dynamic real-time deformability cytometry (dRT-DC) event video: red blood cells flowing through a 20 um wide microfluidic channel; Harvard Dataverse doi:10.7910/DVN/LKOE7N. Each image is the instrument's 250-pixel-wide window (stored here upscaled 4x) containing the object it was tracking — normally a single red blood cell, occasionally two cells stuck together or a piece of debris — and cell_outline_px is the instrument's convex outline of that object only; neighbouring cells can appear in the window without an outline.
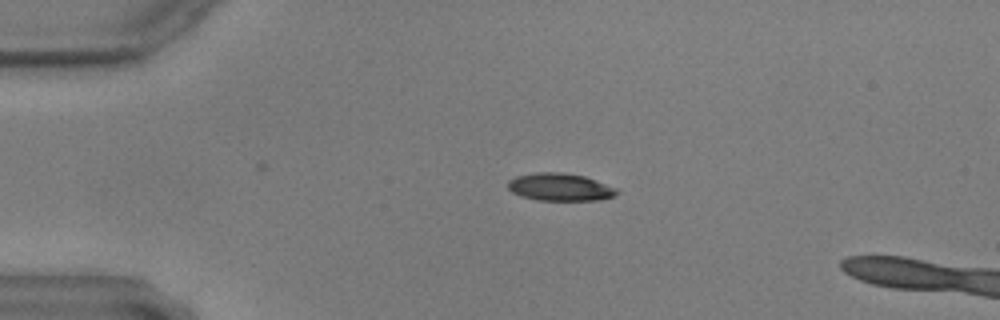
{"species": "common noctule bat (a hibernating species)", "species_latin": "Nyctalus noctula", "temperature_condition": "warm", "stored_images_in_passage": 49, "camera_frame_rate_fps": 3000, "um_per_image_px": 0.085, "animal": {"sex": "male", "body_mass_g": 17.9, "forearm_length_mm": 54.2}, "frame": {"image": 1, "passage_image": 13, "time_ms": 4.0, "image_size_px": [1000, 320], "cell_outline_px": [[620, 192], [612, 196], [600, 200], [536, 200], [520, 196], [512, 192], [508, 188], [508, 180], [516, 176], [536, 172], [564, 172], [584, 176], [616, 188]], "centroid_in_image_um": [47.57, 15.9], "position_along_channel_um": 37.4, "area_um2": 17.51}}
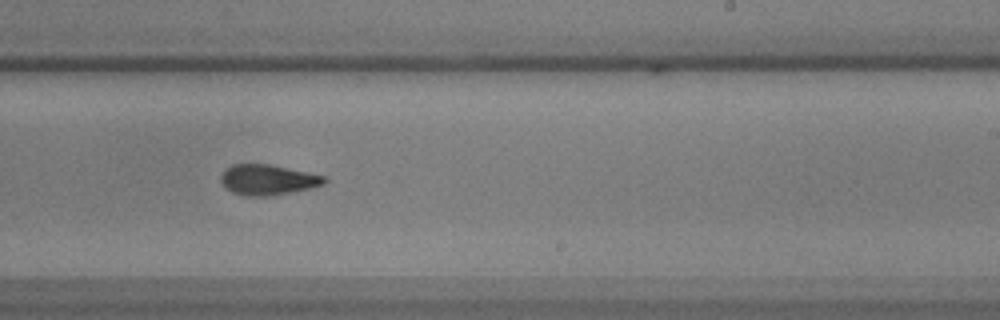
{"frame": {"image": 2, "passage_image": 36, "time_ms": 11.667, "image_size_px": [1000, 320], "cell_outline_px": [[328, 180], [324, 184], [312, 188], [264, 196], [248, 196], [232, 192], [224, 188], [220, 180], [220, 176], [224, 168], [232, 164], [268, 164], [308, 172], [324, 176]], "centroid_in_image_um": [22.71, 15.27], "position_along_channel_um": 266.3, "area_um2": 18.32}}
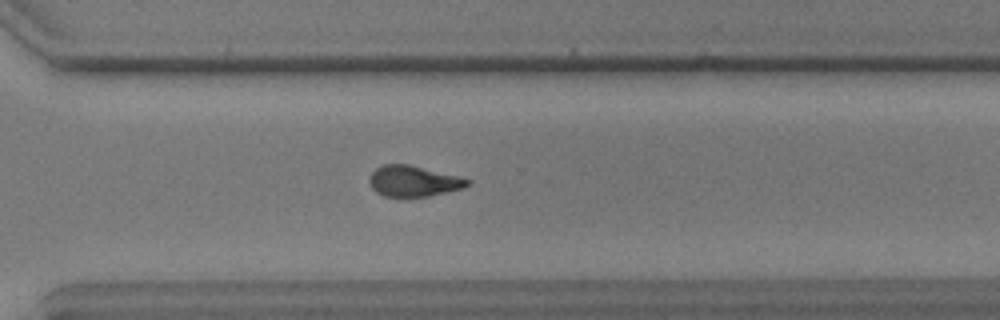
{"frame": {"image": 3, "passage_image": 42, "time_ms": 13.667, "image_size_px": [1000, 320], "cell_outline_px": [[472, 184], [464, 188], [428, 196], [384, 196], [376, 192], [368, 184], [368, 176], [376, 168], [384, 164], [408, 164], [460, 176], [472, 180]], "centroid_in_image_um": [35.16, 15.38], "position_along_channel_um": 335.4, "area_um2": 17.8}}